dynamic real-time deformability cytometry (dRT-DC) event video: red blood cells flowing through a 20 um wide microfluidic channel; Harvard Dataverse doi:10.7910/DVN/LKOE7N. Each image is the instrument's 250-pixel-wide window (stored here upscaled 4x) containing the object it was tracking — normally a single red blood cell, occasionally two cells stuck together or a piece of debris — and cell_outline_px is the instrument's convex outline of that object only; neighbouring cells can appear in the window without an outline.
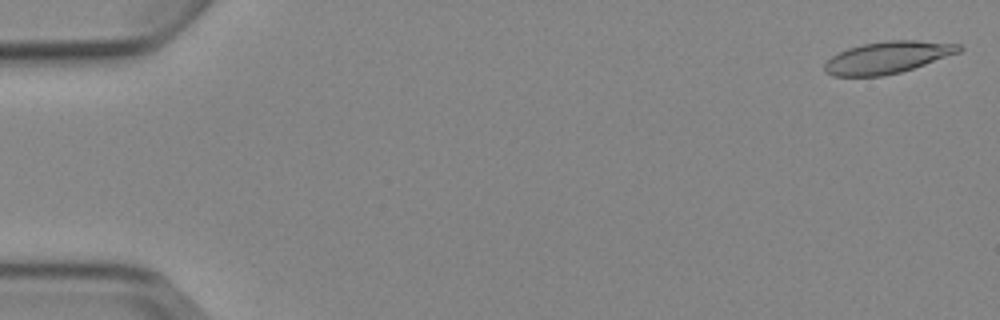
{"species": "Egyptian fruit bat (a non-hibernating species)", "species_latin": "Rousettus aegyptiacus", "temperature_condition": "cold", "stored_images_in_passage": 5, "camera_frame_rate_fps": 3000, "um_per_image_px": 0.085, "animal": {"sex": "female"}, "frame": {"image": 1, "passage_image": 1, "time_ms": 0.0, "image_size_px": [1000, 320], "cell_outline_px": [[964, 48], [960, 52], [900, 72], [880, 76], [832, 76], [824, 72], [824, 64], [832, 56], [848, 48], [864, 44], [884, 40], [916, 40], [960, 44]], "centroid_in_image_um": [75.43, 4.87], "position_along_channel_um": 9.6, "area_um2": 24.85}}
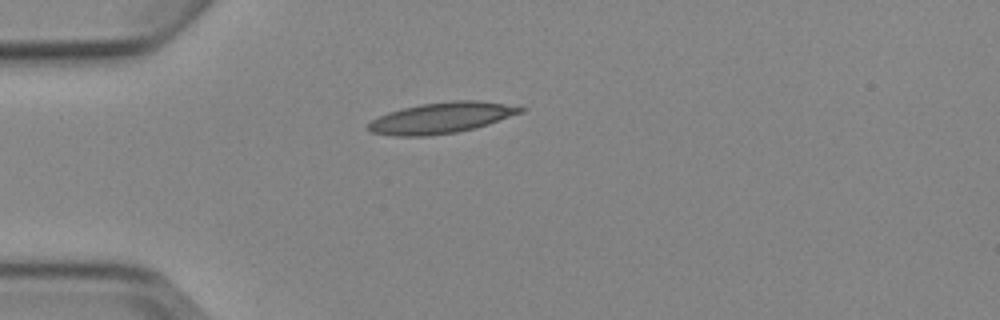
{"frame": {"image": 2, "passage_image": 4, "time_ms": 4.333, "image_size_px": [1000, 320], "cell_outline_px": [[528, 108], [524, 112], [476, 128], [456, 132], [428, 136], [392, 136], [368, 132], [364, 128], [372, 120], [388, 112], [420, 104], [452, 100], [480, 100], [520, 104]], "centroid_in_image_um": [37.6, 10.0], "position_along_channel_um": 47.4, "area_um2": 28.09}}